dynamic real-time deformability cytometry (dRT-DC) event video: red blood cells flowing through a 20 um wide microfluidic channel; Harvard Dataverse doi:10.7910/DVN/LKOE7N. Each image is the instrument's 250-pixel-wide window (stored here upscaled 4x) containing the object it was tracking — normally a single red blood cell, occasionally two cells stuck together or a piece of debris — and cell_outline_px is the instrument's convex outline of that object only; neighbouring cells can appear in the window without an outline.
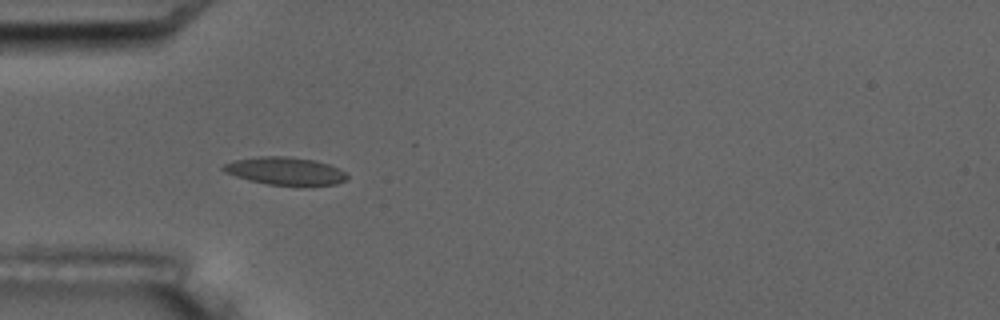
{"species": "common noctule bat (a hibernating species)", "species_latin": "Nyctalus noctula", "temperature_condition": "room temperature", "stored_images_in_passage": 7, "camera_frame_rate_fps": 3000, "um_per_image_px": 0.085, "animal": {"sex": "male", "body_mass_g": 17.5, "forearm_length_mm": 52.3}, "frame": {"image": 1, "passage_image": 6, "time_ms": 6.0, "image_size_px": [1000, 320], "cell_outline_px": [[348, 180], [336, 184], [312, 188], [300, 188], [268, 184], [236, 176], [224, 172], [220, 168], [224, 164], [236, 160], [260, 156], [288, 156], [316, 160], [328, 164], [344, 172], [348, 176]], "centroid_in_image_um": [24.32, 14.58], "position_along_channel_um": 60.7, "area_um2": 20.69}}